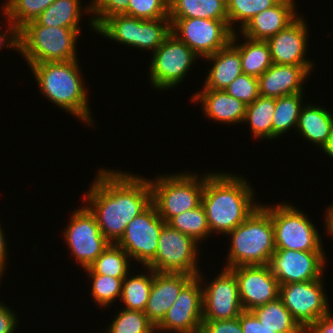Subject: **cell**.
<instances>
[{
  "mask_svg": "<svg viewBox=\"0 0 333 333\" xmlns=\"http://www.w3.org/2000/svg\"><path fill=\"white\" fill-rule=\"evenodd\" d=\"M97 172L82 202L95 215L103 236L116 244L127 224L152 204L149 179L129 171Z\"/></svg>",
  "mask_w": 333,
  "mask_h": 333,
  "instance_id": "6da1fadb",
  "label": "cell"
},
{
  "mask_svg": "<svg viewBox=\"0 0 333 333\" xmlns=\"http://www.w3.org/2000/svg\"><path fill=\"white\" fill-rule=\"evenodd\" d=\"M205 174L202 205L209 229L226 236L260 204L254 202L255 191L244 176L223 171Z\"/></svg>",
  "mask_w": 333,
  "mask_h": 333,
  "instance_id": "7a4b0ae2",
  "label": "cell"
},
{
  "mask_svg": "<svg viewBox=\"0 0 333 333\" xmlns=\"http://www.w3.org/2000/svg\"><path fill=\"white\" fill-rule=\"evenodd\" d=\"M79 61L76 59L66 62H45L30 64L28 67L42 96L70 113L78 121L94 127Z\"/></svg>",
  "mask_w": 333,
  "mask_h": 333,
  "instance_id": "3957f363",
  "label": "cell"
},
{
  "mask_svg": "<svg viewBox=\"0 0 333 333\" xmlns=\"http://www.w3.org/2000/svg\"><path fill=\"white\" fill-rule=\"evenodd\" d=\"M226 236L231 245L225 268L268 265L276 250L271 215L261 205Z\"/></svg>",
  "mask_w": 333,
  "mask_h": 333,
  "instance_id": "277c9868",
  "label": "cell"
},
{
  "mask_svg": "<svg viewBox=\"0 0 333 333\" xmlns=\"http://www.w3.org/2000/svg\"><path fill=\"white\" fill-rule=\"evenodd\" d=\"M80 35L81 30L48 27L33 20L19 29V53L28 65L76 60Z\"/></svg>",
  "mask_w": 333,
  "mask_h": 333,
  "instance_id": "5b68a950",
  "label": "cell"
},
{
  "mask_svg": "<svg viewBox=\"0 0 333 333\" xmlns=\"http://www.w3.org/2000/svg\"><path fill=\"white\" fill-rule=\"evenodd\" d=\"M149 179L152 204L167 223L172 217L194 209L202 203L204 173L178 172Z\"/></svg>",
  "mask_w": 333,
  "mask_h": 333,
  "instance_id": "8992f818",
  "label": "cell"
},
{
  "mask_svg": "<svg viewBox=\"0 0 333 333\" xmlns=\"http://www.w3.org/2000/svg\"><path fill=\"white\" fill-rule=\"evenodd\" d=\"M271 215L274 227L275 249L324 251L322 237L311 219L298 207L287 202L260 203Z\"/></svg>",
  "mask_w": 333,
  "mask_h": 333,
  "instance_id": "52a82bcc",
  "label": "cell"
},
{
  "mask_svg": "<svg viewBox=\"0 0 333 333\" xmlns=\"http://www.w3.org/2000/svg\"><path fill=\"white\" fill-rule=\"evenodd\" d=\"M198 245L193 238L165 223L159 234L156 255L146 267L155 272L184 273L195 277L201 272Z\"/></svg>",
  "mask_w": 333,
  "mask_h": 333,
  "instance_id": "ba28073f",
  "label": "cell"
},
{
  "mask_svg": "<svg viewBox=\"0 0 333 333\" xmlns=\"http://www.w3.org/2000/svg\"><path fill=\"white\" fill-rule=\"evenodd\" d=\"M149 82L154 90H170L184 82L199 57L189 46L171 33L152 53Z\"/></svg>",
  "mask_w": 333,
  "mask_h": 333,
  "instance_id": "9c48e42d",
  "label": "cell"
},
{
  "mask_svg": "<svg viewBox=\"0 0 333 333\" xmlns=\"http://www.w3.org/2000/svg\"><path fill=\"white\" fill-rule=\"evenodd\" d=\"M171 33L189 46L199 58H206L226 47L233 31L228 20L204 18H169Z\"/></svg>",
  "mask_w": 333,
  "mask_h": 333,
  "instance_id": "30bf717a",
  "label": "cell"
},
{
  "mask_svg": "<svg viewBox=\"0 0 333 333\" xmlns=\"http://www.w3.org/2000/svg\"><path fill=\"white\" fill-rule=\"evenodd\" d=\"M63 240L77 265L87 268L110 244L103 236L95 215L86 205L73 210Z\"/></svg>",
  "mask_w": 333,
  "mask_h": 333,
  "instance_id": "8fae6325",
  "label": "cell"
},
{
  "mask_svg": "<svg viewBox=\"0 0 333 333\" xmlns=\"http://www.w3.org/2000/svg\"><path fill=\"white\" fill-rule=\"evenodd\" d=\"M323 279L280 285L279 297L304 330L332 311Z\"/></svg>",
  "mask_w": 333,
  "mask_h": 333,
  "instance_id": "7c38bea8",
  "label": "cell"
},
{
  "mask_svg": "<svg viewBox=\"0 0 333 333\" xmlns=\"http://www.w3.org/2000/svg\"><path fill=\"white\" fill-rule=\"evenodd\" d=\"M201 274L193 277L181 289L176 301L156 326V333H200L203 322L202 284L205 281Z\"/></svg>",
  "mask_w": 333,
  "mask_h": 333,
  "instance_id": "4fadbf2b",
  "label": "cell"
},
{
  "mask_svg": "<svg viewBox=\"0 0 333 333\" xmlns=\"http://www.w3.org/2000/svg\"><path fill=\"white\" fill-rule=\"evenodd\" d=\"M165 223L151 204L127 224L123 236L116 244L131 260L146 267L156 255L159 234Z\"/></svg>",
  "mask_w": 333,
  "mask_h": 333,
  "instance_id": "5bb4252c",
  "label": "cell"
},
{
  "mask_svg": "<svg viewBox=\"0 0 333 333\" xmlns=\"http://www.w3.org/2000/svg\"><path fill=\"white\" fill-rule=\"evenodd\" d=\"M325 251L276 249L269 267L279 285L317 280L324 277Z\"/></svg>",
  "mask_w": 333,
  "mask_h": 333,
  "instance_id": "9a60e30c",
  "label": "cell"
},
{
  "mask_svg": "<svg viewBox=\"0 0 333 333\" xmlns=\"http://www.w3.org/2000/svg\"><path fill=\"white\" fill-rule=\"evenodd\" d=\"M203 320H230L244 311L238 291V281L230 268L223 267L217 276L202 285Z\"/></svg>",
  "mask_w": 333,
  "mask_h": 333,
  "instance_id": "2e32d148",
  "label": "cell"
},
{
  "mask_svg": "<svg viewBox=\"0 0 333 333\" xmlns=\"http://www.w3.org/2000/svg\"><path fill=\"white\" fill-rule=\"evenodd\" d=\"M238 281L239 300L243 310L252 311L279 297L280 285L269 265L230 268Z\"/></svg>",
  "mask_w": 333,
  "mask_h": 333,
  "instance_id": "e0dca14e",
  "label": "cell"
},
{
  "mask_svg": "<svg viewBox=\"0 0 333 333\" xmlns=\"http://www.w3.org/2000/svg\"><path fill=\"white\" fill-rule=\"evenodd\" d=\"M304 16H298L285 29L266 40L270 48L273 64L314 65L306 57L309 30Z\"/></svg>",
  "mask_w": 333,
  "mask_h": 333,
  "instance_id": "ac0fdd59",
  "label": "cell"
},
{
  "mask_svg": "<svg viewBox=\"0 0 333 333\" xmlns=\"http://www.w3.org/2000/svg\"><path fill=\"white\" fill-rule=\"evenodd\" d=\"M314 66L272 64L258 77L260 96L280 98L304 93V83L311 76Z\"/></svg>",
  "mask_w": 333,
  "mask_h": 333,
  "instance_id": "d6986e66",
  "label": "cell"
},
{
  "mask_svg": "<svg viewBox=\"0 0 333 333\" xmlns=\"http://www.w3.org/2000/svg\"><path fill=\"white\" fill-rule=\"evenodd\" d=\"M194 276L184 273H162L153 271V283L144 313L155 327L163 320L176 301L181 289Z\"/></svg>",
  "mask_w": 333,
  "mask_h": 333,
  "instance_id": "ffe728a7",
  "label": "cell"
},
{
  "mask_svg": "<svg viewBox=\"0 0 333 333\" xmlns=\"http://www.w3.org/2000/svg\"><path fill=\"white\" fill-rule=\"evenodd\" d=\"M295 0H280L271 8L256 14L238 32L240 37L252 40L266 41L270 37L285 29L299 14L296 11Z\"/></svg>",
  "mask_w": 333,
  "mask_h": 333,
  "instance_id": "44dd1931",
  "label": "cell"
},
{
  "mask_svg": "<svg viewBox=\"0 0 333 333\" xmlns=\"http://www.w3.org/2000/svg\"><path fill=\"white\" fill-rule=\"evenodd\" d=\"M191 100L202 104V111L209 120L227 125L243 124L246 104L225 90L201 89L193 94Z\"/></svg>",
  "mask_w": 333,
  "mask_h": 333,
  "instance_id": "7402d4cb",
  "label": "cell"
},
{
  "mask_svg": "<svg viewBox=\"0 0 333 333\" xmlns=\"http://www.w3.org/2000/svg\"><path fill=\"white\" fill-rule=\"evenodd\" d=\"M204 59L213 65L207 69L202 89L224 90L243 73L240 52L231 43Z\"/></svg>",
  "mask_w": 333,
  "mask_h": 333,
  "instance_id": "603a6c76",
  "label": "cell"
},
{
  "mask_svg": "<svg viewBox=\"0 0 333 333\" xmlns=\"http://www.w3.org/2000/svg\"><path fill=\"white\" fill-rule=\"evenodd\" d=\"M333 112L316 104H306L300 111L296 131L309 143L322 148L333 128Z\"/></svg>",
  "mask_w": 333,
  "mask_h": 333,
  "instance_id": "cb8c5ba5",
  "label": "cell"
},
{
  "mask_svg": "<svg viewBox=\"0 0 333 333\" xmlns=\"http://www.w3.org/2000/svg\"><path fill=\"white\" fill-rule=\"evenodd\" d=\"M237 33L233 32L230 43L240 52L242 72L258 78L273 64L268 43L242 36L245 40L239 44L240 33Z\"/></svg>",
  "mask_w": 333,
  "mask_h": 333,
  "instance_id": "d4e9b609",
  "label": "cell"
},
{
  "mask_svg": "<svg viewBox=\"0 0 333 333\" xmlns=\"http://www.w3.org/2000/svg\"><path fill=\"white\" fill-rule=\"evenodd\" d=\"M81 0H55L35 20L40 25L48 27H65L81 30V18L84 14L91 13V6H81ZM84 9V10H83ZM84 11V12H83Z\"/></svg>",
  "mask_w": 333,
  "mask_h": 333,
  "instance_id": "484cf974",
  "label": "cell"
},
{
  "mask_svg": "<svg viewBox=\"0 0 333 333\" xmlns=\"http://www.w3.org/2000/svg\"><path fill=\"white\" fill-rule=\"evenodd\" d=\"M168 18L228 20L226 0H169Z\"/></svg>",
  "mask_w": 333,
  "mask_h": 333,
  "instance_id": "4316f807",
  "label": "cell"
},
{
  "mask_svg": "<svg viewBox=\"0 0 333 333\" xmlns=\"http://www.w3.org/2000/svg\"><path fill=\"white\" fill-rule=\"evenodd\" d=\"M268 329L276 333H305L280 297L251 311Z\"/></svg>",
  "mask_w": 333,
  "mask_h": 333,
  "instance_id": "83f0119b",
  "label": "cell"
},
{
  "mask_svg": "<svg viewBox=\"0 0 333 333\" xmlns=\"http://www.w3.org/2000/svg\"><path fill=\"white\" fill-rule=\"evenodd\" d=\"M275 98L259 96L252 104L246 105L243 123L250 126L252 138L273 140V115Z\"/></svg>",
  "mask_w": 333,
  "mask_h": 333,
  "instance_id": "f1b7e54d",
  "label": "cell"
},
{
  "mask_svg": "<svg viewBox=\"0 0 333 333\" xmlns=\"http://www.w3.org/2000/svg\"><path fill=\"white\" fill-rule=\"evenodd\" d=\"M145 268V274H128L123 279L120 297L123 309L145 311L153 283V270L149 267H144V270Z\"/></svg>",
  "mask_w": 333,
  "mask_h": 333,
  "instance_id": "f546056e",
  "label": "cell"
},
{
  "mask_svg": "<svg viewBox=\"0 0 333 333\" xmlns=\"http://www.w3.org/2000/svg\"><path fill=\"white\" fill-rule=\"evenodd\" d=\"M131 261L130 256L121 247L110 243L87 268H84V272L125 278L130 272Z\"/></svg>",
  "mask_w": 333,
  "mask_h": 333,
  "instance_id": "4dcf8cb0",
  "label": "cell"
},
{
  "mask_svg": "<svg viewBox=\"0 0 333 333\" xmlns=\"http://www.w3.org/2000/svg\"><path fill=\"white\" fill-rule=\"evenodd\" d=\"M304 93L275 98V112L273 115V139L276 140L287 131L296 130L298 118L303 105Z\"/></svg>",
  "mask_w": 333,
  "mask_h": 333,
  "instance_id": "1f68e13d",
  "label": "cell"
},
{
  "mask_svg": "<svg viewBox=\"0 0 333 333\" xmlns=\"http://www.w3.org/2000/svg\"><path fill=\"white\" fill-rule=\"evenodd\" d=\"M96 33L115 43L136 48L138 18L125 14L113 15L96 29Z\"/></svg>",
  "mask_w": 333,
  "mask_h": 333,
  "instance_id": "d6a6232c",
  "label": "cell"
},
{
  "mask_svg": "<svg viewBox=\"0 0 333 333\" xmlns=\"http://www.w3.org/2000/svg\"><path fill=\"white\" fill-rule=\"evenodd\" d=\"M167 224L181 233L190 236L197 243H202L211 236L206 217V211L202 203L191 210L172 217Z\"/></svg>",
  "mask_w": 333,
  "mask_h": 333,
  "instance_id": "836d02e7",
  "label": "cell"
},
{
  "mask_svg": "<svg viewBox=\"0 0 333 333\" xmlns=\"http://www.w3.org/2000/svg\"><path fill=\"white\" fill-rule=\"evenodd\" d=\"M171 34L169 18L145 20L138 18V34L136 49L155 52L164 40Z\"/></svg>",
  "mask_w": 333,
  "mask_h": 333,
  "instance_id": "e575fe53",
  "label": "cell"
},
{
  "mask_svg": "<svg viewBox=\"0 0 333 333\" xmlns=\"http://www.w3.org/2000/svg\"><path fill=\"white\" fill-rule=\"evenodd\" d=\"M279 1L280 0H226L230 29L233 32L240 31L256 14L271 8ZM237 24L239 26H237ZM235 26L239 29L235 30Z\"/></svg>",
  "mask_w": 333,
  "mask_h": 333,
  "instance_id": "d590c367",
  "label": "cell"
},
{
  "mask_svg": "<svg viewBox=\"0 0 333 333\" xmlns=\"http://www.w3.org/2000/svg\"><path fill=\"white\" fill-rule=\"evenodd\" d=\"M0 8L17 26L23 27L27 22L35 20L55 0H4Z\"/></svg>",
  "mask_w": 333,
  "mask_h": 333,
  "instance_id": "8d00e7d4",
  "label": "cell"
},
{
  "mask_svg": "<svg viewBox=\"0 0 333 333\" xmlns=\"http://www.w3.org/2000/svg\"><path fill=\"white\" fill-rule=\"evenodd\" d=\"M109 325L106 333H156L155 325L143 311L120 308Z\"/></svg>",
  "mask_w": 333,
  "mask_h": 333,
  "instance_id": "74e56055",
  "label": "cell"
},
{
  "mask_svg": "<svg viewBox=\"0 0 333 333\" xmlns=\"http://www.w3.org/2000/svg\"><path fill=\"white\" fill-rule=\"evenodd\" d=\"M92 281L90 295L93 302L102 309L111 307L120 300L124 278H115L108 275L88 274ZM119 298V299H118Z\"/></svg>",
  "mask_w": 333,
  "mask_h": 333,
  "instance_id": "f35d334b",
  "label": "cell"
},
{
  "mask_svg": "<svg viewBox=\"0 0 333 333\" xmlns=\"http://www.w3.org/2000/svg\"><path fill=\"white\" fill-rule=\"evenodd\" d=\"M91 14L89 27L96 29L109 17L125 14L128 11L129 0H90Z\"/></svg>",
  "mask_w": 333,
  "mask_h": 333,
  "instance_id": "ab89813d",
  "label": "cell"
},
{
  "mask_svg": "<svg viewBox=\"0 0 333 333\" xmlns=\"http://www.w3.org/2000/svg\"><path fill=\"white\" fill-rule=\"evenodd\" d=\"M169 0H129L128 11L125 15L155 20L168 18Z\"/></svg>",
  "mask_w": 333,
  "mask_h": 333,
  "instance_id": "60d3db41",
  "label": "cell"
},
{
  "mask_svg": "<svg viewBox=\"0 0 333 333\" xmlns=\"http://www.w3.org/2000/svg\"><path fill=\"white\" fill-rule=\"evenodd\" d=\"M224 90L246 105L252 104L260 96L258 78L244 73L235 78Z\"/></svg>",
  "mask_w": 333,
  "mask_h": 333,
  "instance_id": "b9f144b4",
  "label": "cell"
},
{
  "mask_svg": "<svg viewBox=\"0 0 333 333\" xmlns=\"http://www.w3.org/2000/svg\"><path fill=\"white\" fill-rule=\"evenodd\" d=\"M200 333H243L239 317L230 320H203Z\"/></svg>",
  "mask_w": 333,
  "mask_h": 333,
  "instance_id": "7bdbcfd3",
  "label": "cell"
},
{
  "mask_svg": "<svg viewBox=\"0 0 333 333\" xmlns=\"http://www.w3.org/2000/svg\"><path fill=\"white\" fill-rule=\"evenodd\" d=\"M2 15L5 17V20L7 19L5 23H7L8 28L6 27L7 30L5 29L4 33L0 32V49L7 47V49L11 48L19 52V29L4 12Z\"/></svg>",
  "mask_w": 333,
  "mask_h": 333,
  "instance_id": "ee69618b",
  "label": "cell"
},
{
  "mask_svg": "<svg viewBox=\"0 0 333 333\" xmlns=\"http://www.w3.org/2000/svg\"><path fill=\"white\" fill-rule=\"evenodd\" d=\"M243 333H276L265 327L251 311H243L239 315Z\"/></svg>",
  "mask_w": 333,
  "mask_h": 333,
  "instance_id": "f6af8a7d",
  "label": "cell"
},
{
  "mask_svg": "<svg viewBox=\"0 0 333 333\" xmlns=\"http://www.w3.org/2000/svg\"><path fill=\"white\" fill-rule=\"evenodd\" d=\"M17 318L15 311L0 300V333H14L18 328Z\"/></svg>",
  "mask_w": 333,
  "mask_h": 333,
  "instance_id": "bcb514c9",
  "label": "cell"
},
{
  "mask_svg": "<svg viewBox=\"0 0 333 333\" xmlns=\"http://www.w3.org/2000/svg\"><path fill=\"white\" fill-rule=\"evenodd\" d=\"M305 333H333V315L330 311L328 314L320 317L316 322H313Z\"/></svg>",
  "mask_w": 333,
  "mask_h": 333,
  "instance_id": "7dc6e473",
  "label": "cell"
},
{
  "mask_svg": "<svg viewBox=\"0 0 333 333\" xmlns=\"http://www.w3.org/2000/svg\"><path fill=\"white\" fill-rule=\"evenodd\" d=\"M5 230H2V226L0 224V281L1 278L3 276V274L5 273L4 271H6V267H7V261H8V247H7V241L5 238Z\"/></svg>",
  "mask_w": 333,
  "mask_h": 333,
  "instance_id": "c3c4849f",
  "label": "cell"
},
{
  "mask_svg": "<svg viewBox=\"0 0 333 333\" xmlns=\"http://www.w3.org/2000/svg\"><path fill=\"white\" fill-rule=\"evenodd\" d=\"M327 211L325 212V231L330 234V237L333 238V204H331L328 208H326Z\"/></svg>",
  "mask_w": 333,
  "mask_h": 333,
  "instance_id": "681fc988",
  "label": "cell"
},
{
  "mask_svg": "<svg viewBox=\"0 0 333 333\" xmlns=\"http://www.w3.org/2000/svg\"><path fill=\"white\" fill-rule=\"evenodd\" d=\"M321 151L333 159V128L326 144L321 148Z\"/></svg>",
  "mask_w": 333,
  "mask_h": 333,
  "instance_id": "f907efd6",
  "label": "cell"
}]
</instances>
